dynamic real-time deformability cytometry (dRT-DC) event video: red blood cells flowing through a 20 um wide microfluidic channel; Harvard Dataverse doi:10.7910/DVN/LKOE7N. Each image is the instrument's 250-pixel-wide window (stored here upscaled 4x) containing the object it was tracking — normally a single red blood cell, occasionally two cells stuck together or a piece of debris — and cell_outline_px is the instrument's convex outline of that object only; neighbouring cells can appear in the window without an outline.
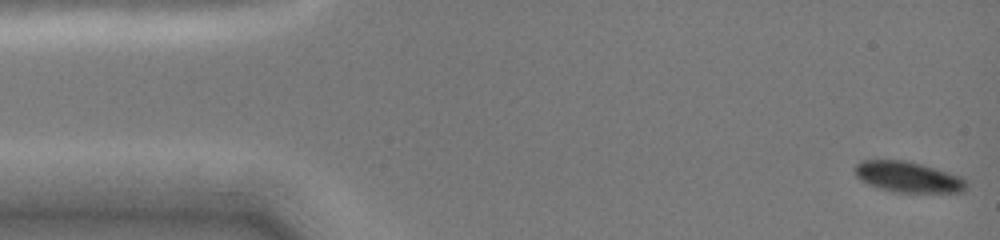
{"species": "common noctule bat (a hibernating species)", "species_latin": "Nyctalus noctula", "temperature_condition": "cold", "stored_images_in_passage": 5, "camera_frame_rate_fps": 3000, "um_per_image_px": 0.085, "animal": {"sex": "female", "body_mass_g": 19.0, "forearm_length_mm": 51.5}, "frame": {"image": 1, "passage_image": 1, "time_ms": 0.0, "image_size_px": [1000, 240], "cell_outline_px": [[968, 188], [964, 192], [892, 192], [868, 184], [860, 180], [856, 176], [856, 164], [860, 160], [904, 160], [936, 168], [960, 176], [968, 180]], "centroid_in_image_um": [77.23, 15.05], "position_along_channel_um": 7.8, "area_um2": 20.06}}
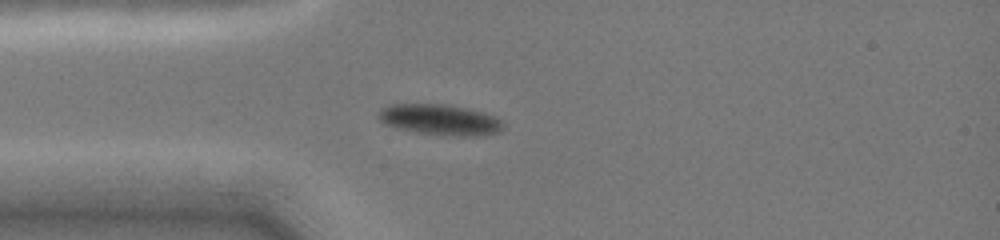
{"frame": {"image": 2, "passage_image": 5, "time_ms": 3.667, "image_size_px": [1000, 240], "cell_outline_px": [[504, 128], [500, 132], [480, 136], [444, 136], [416, 132], [396, 128], [384, 124], [376, 116], [376, 112], [380, 108], [388, 104], [448, 104], [484, 112], [496, 116], [504, 120]], "centroid_in_image_um": [37.41, 10.18], "position_along_channel_um": 47.6, "area_um2": 23.06}}